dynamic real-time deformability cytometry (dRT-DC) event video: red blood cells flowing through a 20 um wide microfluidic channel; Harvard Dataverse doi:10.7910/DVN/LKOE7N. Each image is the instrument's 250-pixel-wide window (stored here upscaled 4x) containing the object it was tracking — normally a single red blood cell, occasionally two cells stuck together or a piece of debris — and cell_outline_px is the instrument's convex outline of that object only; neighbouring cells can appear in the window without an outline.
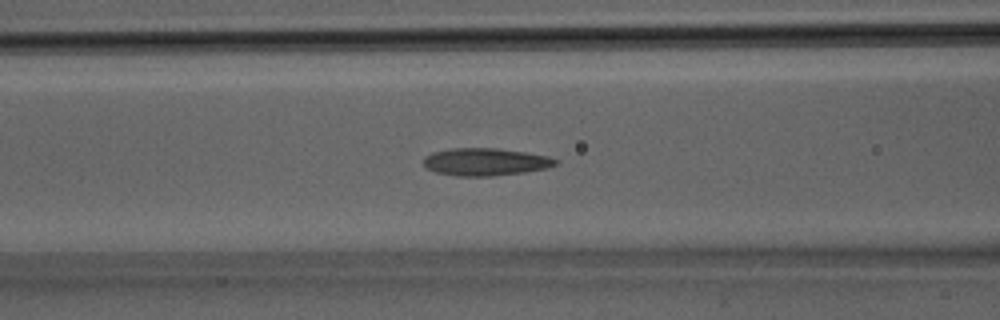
{"species": "Egyptian fruit bat (a non-hibernating species)", "species_latin": "Rousettus aegyptiacus", "temperature_condition": "room temperature", "stored_images_in_passage": 29, "segment_of_instrument_passage": [1, 2], "camera_frame_rate_fps": 3000, "um_per_image_px": 0.085, "animal": {"sex": "male"}, "frame": {"image": 1, "passage_image": 9, "time_ms": 2.667, "image_size_px": [1000, 320], "cell_outline_px": [[560, 160], [556, 164], [548, 168], [524, 172], [492, 176], [456, 176], [436, 172], [428, 168], [424, 164], [424, 156], [432, 152], [448, 148], [496, 148], [524, 152], [548, 156]], "centroid_in_image_um": [41.26, 13.75], "position_along_channel_um": 125.3, "area_um2": 21.21}}
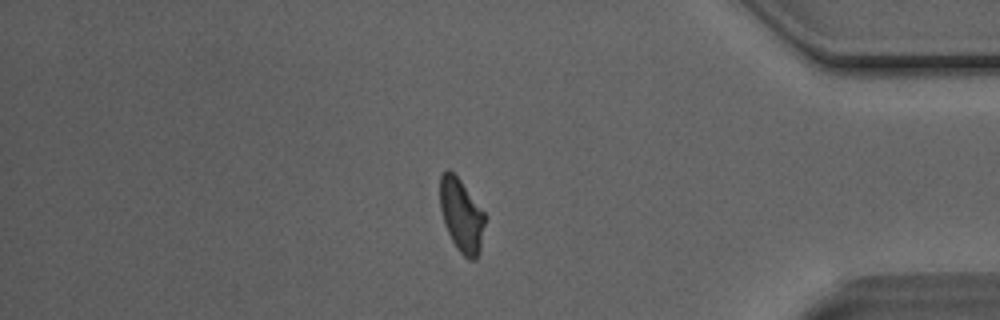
{"frame": {"image": 2, "passage_image": 23, "time_ms": 7.333, "image_size_px": [1000, 320], "cell_outline_px": [[484, 224], [480, 252], [476, 260], [468, 260], [456, 248], [444, 224], [440, 208], [440, 176], [448, 168], [460, 180], [484, 212]], "centroid_in_image_um": [39.21, 18.34], "position_along_channel_um": 396.0, "area_um2": 19.02}}
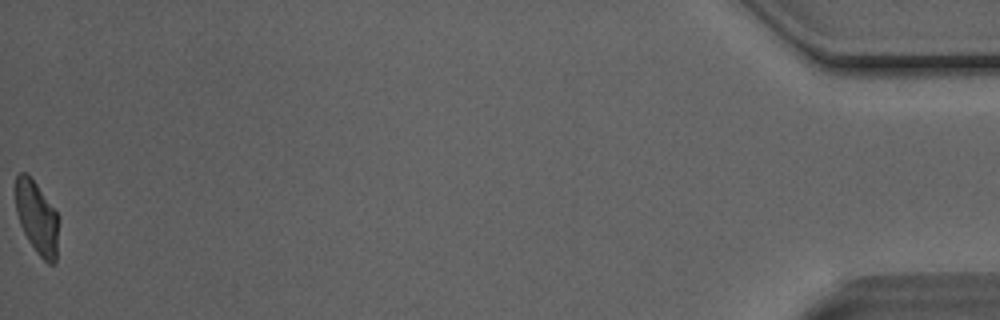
{"frame": {"image": 3, "passage_image": 28, "time_ms": 9.0, "image_size_px": [1000, 320], "cell_outline_px": [[56, 260], [52, 264], [48, 264], [36, 252], [28, 240], [20, 224], [16, 212], [16, 176], [20, 172], [24, 172], [36, 184], [56, 212]], "centroid_in_image_um": [3.09, 18.51], "position_along_channel_um": 432.1, "area_um2": 17.46}}